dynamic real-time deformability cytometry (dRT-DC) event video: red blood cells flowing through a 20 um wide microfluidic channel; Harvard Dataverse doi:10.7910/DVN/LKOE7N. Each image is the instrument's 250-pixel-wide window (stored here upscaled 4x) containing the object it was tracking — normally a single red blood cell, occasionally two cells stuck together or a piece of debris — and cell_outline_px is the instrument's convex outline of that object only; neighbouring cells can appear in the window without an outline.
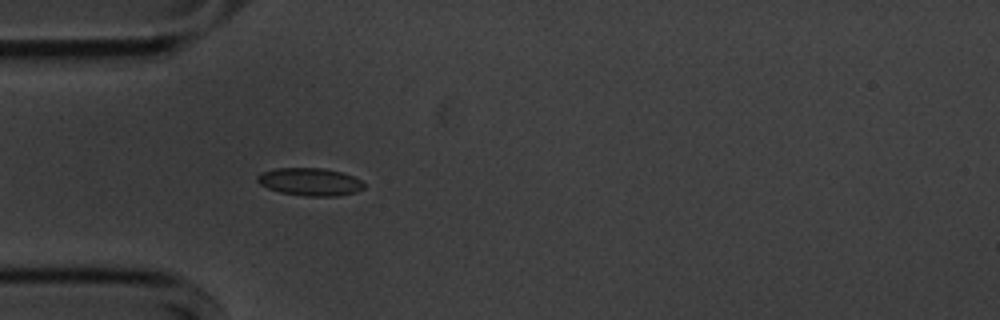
{"species": "common noctule bat (a hibernating species)", "species_latin": "Nyctalus noctula", "temperature_condition": "cold", "stored_images_in_passage": 40, "camera_frame_rate_fps": 3000, "um_per_image_px": 0.085, "animal": {"sex": "male", "body_mass_g": 20.1, "forearm_length_mm": 53.5}, "frame": {"image": 1, "passage_image": 1, "time_ms": 0.0, "image_size_px": [1000, 320], "cell_outline_px": [[364, 188], [356, 192], [336, 196], [308, 196], [280, 192], [268, 188], [260, 184], [256, 180], [256, 176], [260, 172], [276, 168], [324, 168], [344, 172], [360, 180], [364, 184]], "centroid_in_image_um": [26.33, 15.44], "position_along_channel_um": 58.7, "area_um2": 17.28}}
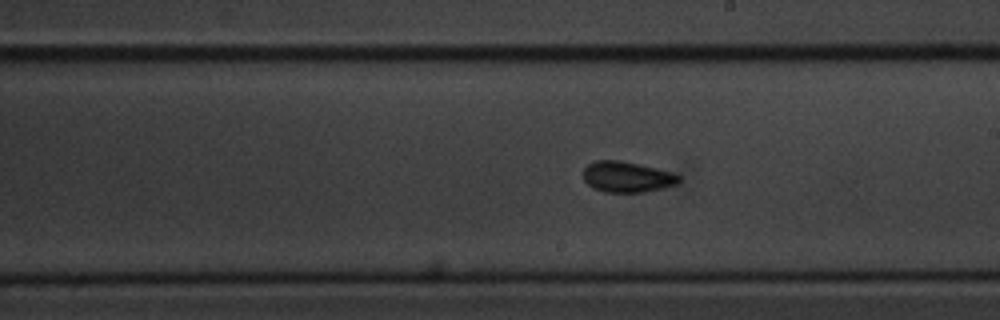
{"frame": {"image": 2, "passage_image": 16, "time_ms": 5.0, "image_size_px": [1000, 320], "cell_outline_px": [[680, 180], [676, 184], [664, 188], [644, 192], [604, 192], [592, 188], [584, 180], [584, 168], [588, 164], [596, 160], [620, 160], [656, 168], [672, 172], [680, 176]], "centroid_in_image_um": [53.29, 15.04], "position_along_channel_um": 235.7, "area_um2": 17.17}}
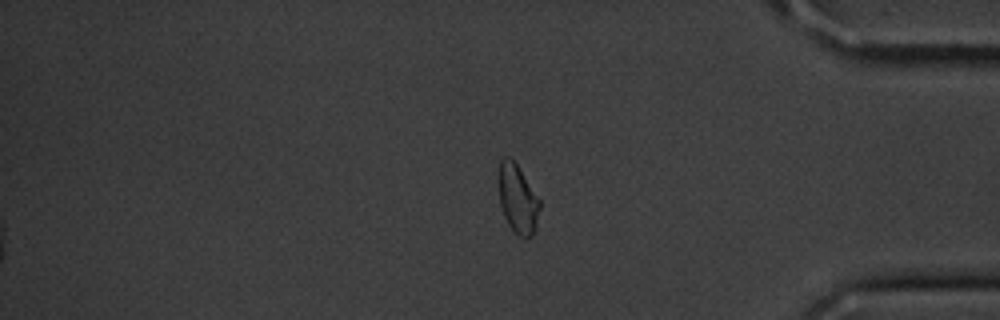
{"frame": {"image": 3, "passage_image": 31, "time_ms": 10.0, "image_size_px": [1000, 320], "cell_outline_px": [[540, 208], [536, 228], [532, 236], [520, 236], [508, 224], [504, 216], [500, 204], [496, 180], [500, 160], [504, 156], [508, 156], [516, 164], [540, 200]], "centroid_in_image_um": [43.96, 16.87], "position_along_channel_um": 391.2, "area_um2": 16.59}, "authors_computed_cell_mechanics": {"area_um2": 16.762, "velocity_mm_per_s": 3.5876, "shape_relaxation_time_tau1_ms": 2.5868, "shape_relaxation_time_tau2_ms": 3.7724, "deformation_change_tau1": 0.0567, "deformation_change_tau2": 0.0607}}